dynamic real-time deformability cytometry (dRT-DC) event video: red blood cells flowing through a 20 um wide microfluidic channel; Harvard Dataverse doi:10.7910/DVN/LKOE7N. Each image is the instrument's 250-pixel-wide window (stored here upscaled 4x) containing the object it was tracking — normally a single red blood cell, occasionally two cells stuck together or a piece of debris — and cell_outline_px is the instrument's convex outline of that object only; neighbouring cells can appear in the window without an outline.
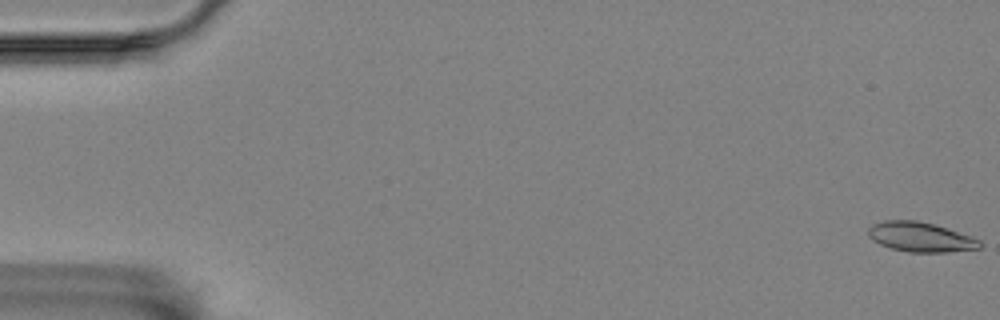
{"species": "Egyptian fruit bat (a non-hibernating species)", "species_latin": "Rousettus aegyptiacus", "temperature_condition": "room temperature", "stored_images_in_passage": 58, "camera_frame_rate_fps": 3000, "um_per_image_px": 0.085, "animal": {"sex": "female"}, "frame": {"image": 1, "passage_image": 1, "time_ms": 0.0, "image_size_px": [1000, 320], "cell_outline_px": [[984, 244], [980, 248], [948, 252], [908, 252], [892, 248], [880, 244], [872, 240], [868, 236], [868, 228], [872, 224], [884, 220], [916, 220], [932, 224], [972, 236], [980, 240]], "centroid_in_image_um": [78.24, 20.15], "position_along_channel_um": 6.8, "area_um2": 19.31}}
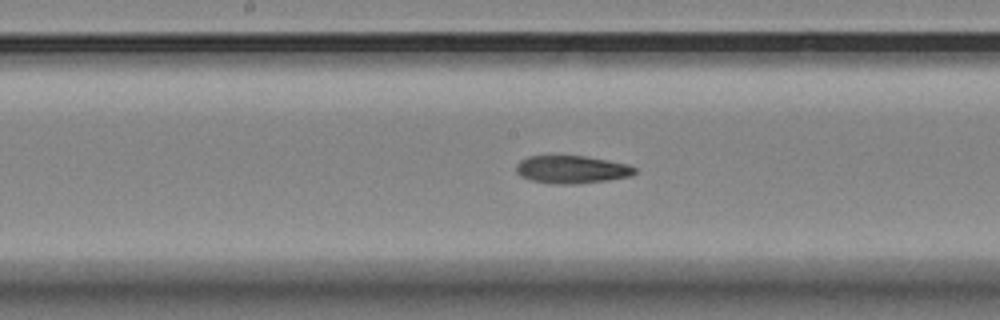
{"frame": {"image": 2, "passage_image": 30, "time_ms": 9.667, "image_size_px": [1000, 320], "cell_outline_px": [[636, 172], [632, 176], [608, 180], [576, 184], [552, 184], [532, 180], [520, 176], [516, 172], [516, 164], [520, 160], [528, 156], [584, 156], [608, 160], [628, 164], [636, 168]], "centroid_in_image_um": [48.6, 14.41], "position_along_channel_um": 199.6, "area_um2": 19.31}}
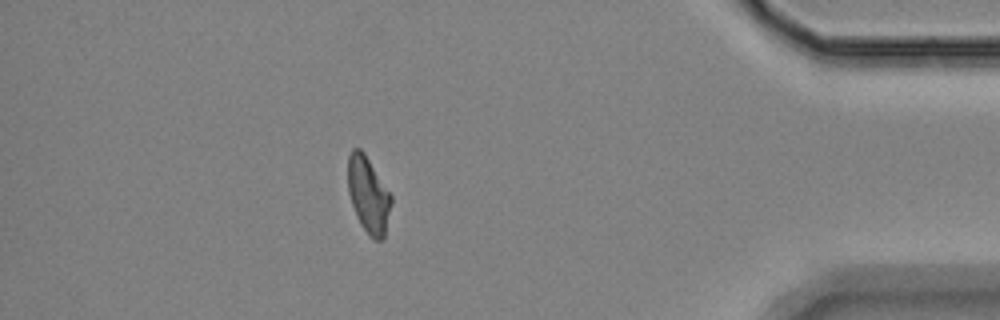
{"frame": {"image": 3, "passage_image": 51, "time_ms": 16.667, "image_size_px": [1000, 320], "cell_outline_px": [[392, 204], [384, 240], [372, 240], [368, 236], [360, 224], [356, 216], [348, 192], [348, 156], [352, 148], [360, 148], [364, 152], [392, 196]], "centroid_in_image_um": [31.32, 16.6], "position_along_channel_um": 403.9, "area_um2": 19.48}}